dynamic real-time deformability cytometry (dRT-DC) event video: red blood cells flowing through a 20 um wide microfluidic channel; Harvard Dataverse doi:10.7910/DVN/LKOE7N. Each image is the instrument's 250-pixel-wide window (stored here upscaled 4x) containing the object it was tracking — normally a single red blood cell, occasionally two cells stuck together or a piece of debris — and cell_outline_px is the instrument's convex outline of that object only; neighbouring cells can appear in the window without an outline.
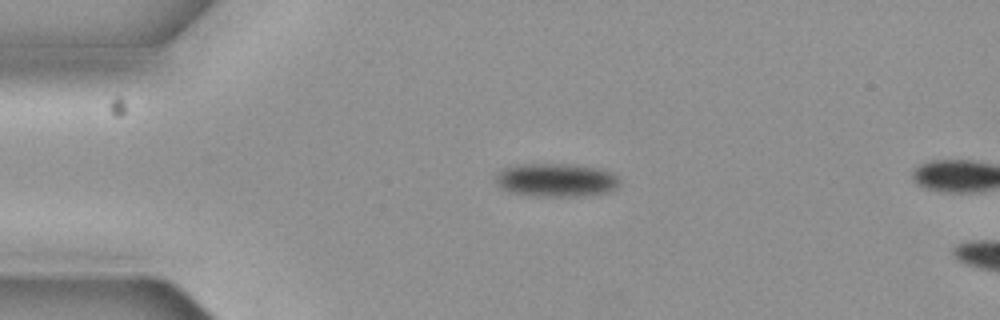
{"species": "common noctule bat (a hibernating species)", "species_latin": "Nyctalus noctula", "temperature_condition": "cold", "stored_images_in_passage": 4, "camera_frame_rate_fps": 3000, "um_per_image_px": 0.085, "animal": {"sex": "female", "body_mass_g": 19.3, "forearm_length_mm": 54.1}, "frame": {"image": 1, "passage_image": 3, "time_ms": 0.667, "image_size_px": [1000, 320], "cell_outline_px": [[620, 188], [608, 192], [584, 196], [532, 196], [508, 192], [500, 188], [492, 180], [496, 172], [500, 168], [516, 164], [572, 164], [600, 168], [612, 172], [620, 180]], "centroid_in_image_um": [47.22, 15.3], "position_along_channel_um": 37.8, "area_um2": 24.97}}